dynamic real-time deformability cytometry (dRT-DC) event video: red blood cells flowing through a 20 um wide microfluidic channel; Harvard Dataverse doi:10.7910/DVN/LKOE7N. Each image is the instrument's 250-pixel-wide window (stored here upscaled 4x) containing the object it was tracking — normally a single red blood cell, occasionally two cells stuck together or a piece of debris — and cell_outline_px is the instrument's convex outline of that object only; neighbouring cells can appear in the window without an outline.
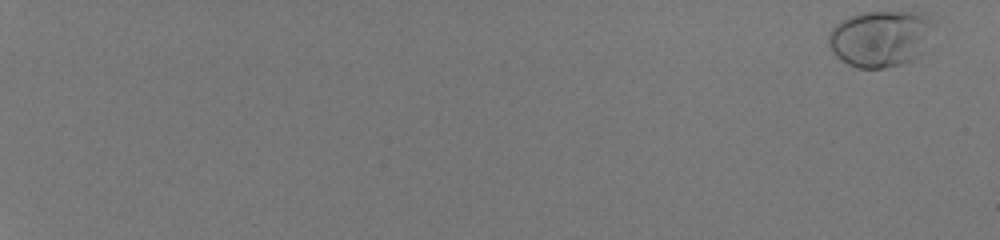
{"species": "human", "species_latin": "Homo sapiens", "temperature_condition": "room temperature", "stored_images_in_passage": 56, "camera_frame_rate_fps": 3000, "um_per_image_px": 0.085, "donor": {"sex": "male"}, "frame": {"image": 1, "passage_image": 1, "time_ms": 0.0, "image_size_px": [1000, 240], "cell_outline_px": [[932, 20], [924, 56], [900, 64], [884, 68], [856, 68], [848, 64], [836, 56], [832, 52], [828, 44], [828, 32], [840, 20], [848, 16], [860, 12], [924, 12]], "centroid_in_image_um": [74.81, 3.27], "position_along_channel_um": 10.2, "area_um2": 34.97}}
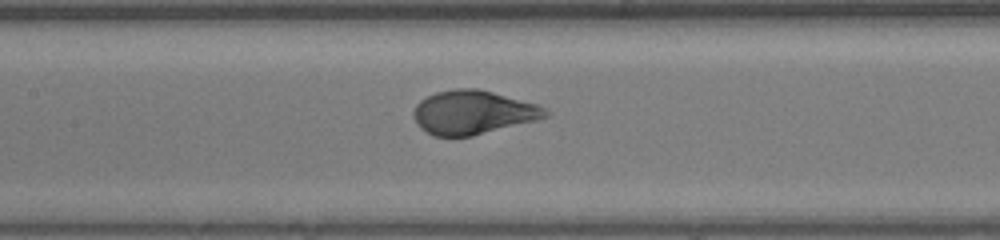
{"frame": {"image": 2, "passage_image": 33, "time_ms": 10.667, "image_size_px": [1000, 240], "cell_outline_px": [[552, 112], [548, 116], [536, 120], [472, 136], [432, 136], [420, 128], [412, 112], [416, 104], [420, 100], [436, 92], [456, 88], [476, 88], [492, 92], [536, 104]], "centroid_in_image_um": [40.18, 9.55], "position_along_channel_um": 167.2, "area_um2": 33.47}}
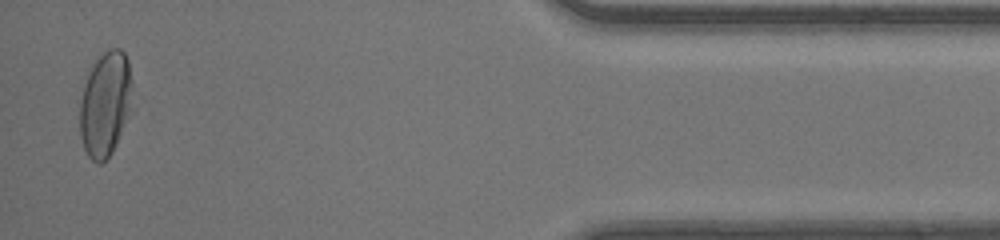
{"frame": {"image": 3, "passage_image": 55, "time_ms": 18.0, "image_size_px": [1000, 240], "cell_outline_px": [[132, 84], [128, 108], [116, 144], [112, 152], [100, 164], [96, 164], [88, 156], [84, 148], [80, 136], [80, 100], [84, 84], [96, 60], [108, 48], [120, 48], [124, 52], [128, 60]], "centroid_in_image_um": [8.91, 8.83], "position_along_channel_um": 426.3, "area_um2": 31.27}, "authors_computed_cell_mechanics": {"area_um2": 32.8593, "velocity_mm_per_s": 4.159, "shape_relaxation_time_tau1_ms": 2.4105, "shape_relaxation_time_tau2_ms": null, "deformation_change_tau1": 0.1643, "deformation_change_tau2": null}}